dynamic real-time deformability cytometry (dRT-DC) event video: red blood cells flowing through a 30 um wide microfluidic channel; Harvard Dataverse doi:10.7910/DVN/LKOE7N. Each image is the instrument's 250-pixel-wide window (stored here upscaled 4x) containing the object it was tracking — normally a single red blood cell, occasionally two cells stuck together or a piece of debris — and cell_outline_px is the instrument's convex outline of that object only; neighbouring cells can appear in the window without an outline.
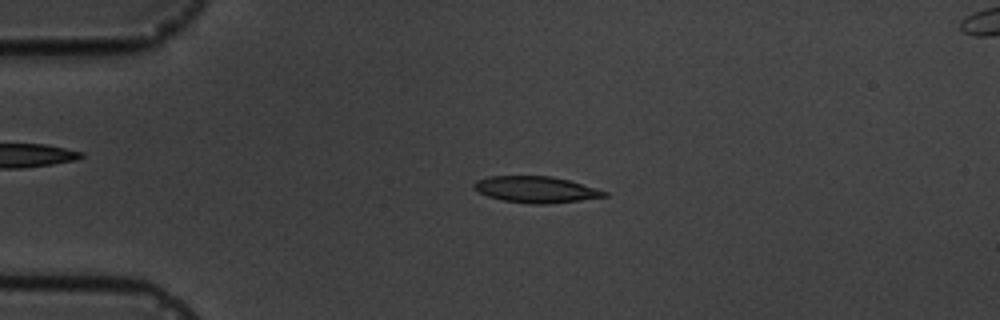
{"species": "common noctule bat (a hibernating species)", "species_latin": "Nyctalus noctula", "temperature_condition": "cold", "stored_images_in_passage": 4, "segment_of_instrument_passage": [1, 2], "camera_frame_rate_fps": 3000, "um_per_image_px": 0.085, "animal": {"sex": "male", "body_mass_g": 19.5, "forearm_length_mm": 54.6}, "frame": {"image": 1, "passage_image": 2, "time_ms": 1.333, "image_size_px": [1000, 320], "cell_outline_px": [[608, 196], [580, 200], [548, 204], [532, 204], [500, 200], [488, 196], [472, 188], [472, 184], [476, 180], [492, 176], [552, 176], [568, 180], [608, 192]], "centroid_in_image_um": [45.52, 16.11], "position_along_channel_um": 39.5, "area_um2": 19.94}}